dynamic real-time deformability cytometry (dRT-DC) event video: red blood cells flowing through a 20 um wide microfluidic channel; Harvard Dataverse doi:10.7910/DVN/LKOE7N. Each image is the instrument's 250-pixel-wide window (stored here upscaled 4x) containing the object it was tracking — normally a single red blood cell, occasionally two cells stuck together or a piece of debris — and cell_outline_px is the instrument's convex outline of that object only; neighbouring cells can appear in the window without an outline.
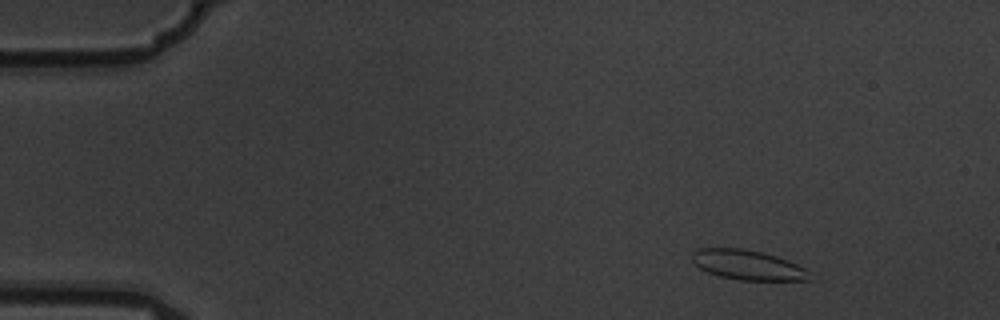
{"species": "common noctule bat (a hibernating species)", "species_latin": "Nyctalus noctula", "temperature_condition": "warm", "stored_images_in_passage": 4, "camera_frame_rate_fps": 3000, "um_per_image_px": 0.085, "animal": {"sex": "male", "body_mass_g": 19.5, "forearm_length_mm": 54.6}, "frame": {"image": 1, "passage_image": 2, "time_ms": 0.333, "image_size_px": [1000, 320], "cell_outline_px": [[812, 280], [740, 280], [720, 276], [708, 272], [700, 268], [692, 260], [692, 252], [696, 248], [740, 248], [760, 252], [776, 256], [796, 264], [812, 272]], "centroid_in_image_um": [63.57, 22.52], "position_along_channel_um": 21.4, "area_um2": 20.35}}